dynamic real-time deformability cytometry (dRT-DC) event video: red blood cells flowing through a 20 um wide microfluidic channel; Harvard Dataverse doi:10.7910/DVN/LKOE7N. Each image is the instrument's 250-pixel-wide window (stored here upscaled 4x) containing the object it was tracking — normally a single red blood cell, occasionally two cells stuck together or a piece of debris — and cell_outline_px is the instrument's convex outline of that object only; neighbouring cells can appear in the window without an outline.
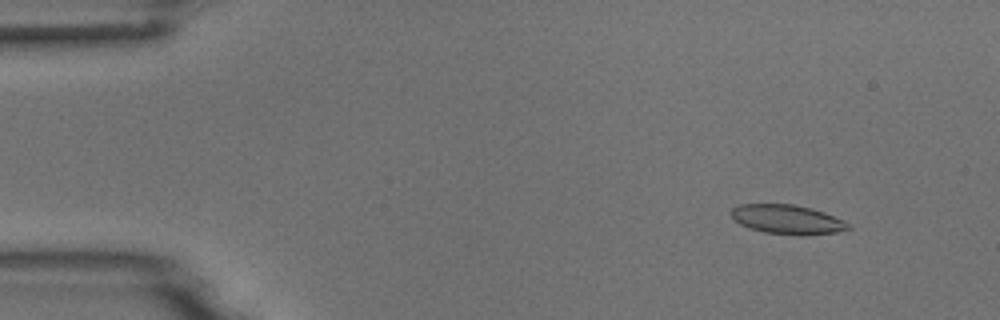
{"species": "common noctule bat (a hibernating species)", "species_latin": "Nyctalus noctula", "temperature_condition": "room temperature", "stored_images_in_passage": 4, "camera_frame_rate_fps": 3000, "um_per_image_px": 0.085, "animal": {"sex": "male", "body_mass_g": 18.8}, "frame": {"image": 1, "passage_image": 2, "time_ms": 1.0, "image_size_px": [1000, 320], "cell_outline_px": [[852, 228], [836, 232], [804, 236], [800, 236], [764, 232], [740, 224], [732, 216], [732, 208], [740, 204], [792, 204], [812, 208], [824, 212], [852, 224]], "centroid_in_image_um": [66.98, 18.66], "position_along_channel_um": 18.0, "area_um2": 20.0}}
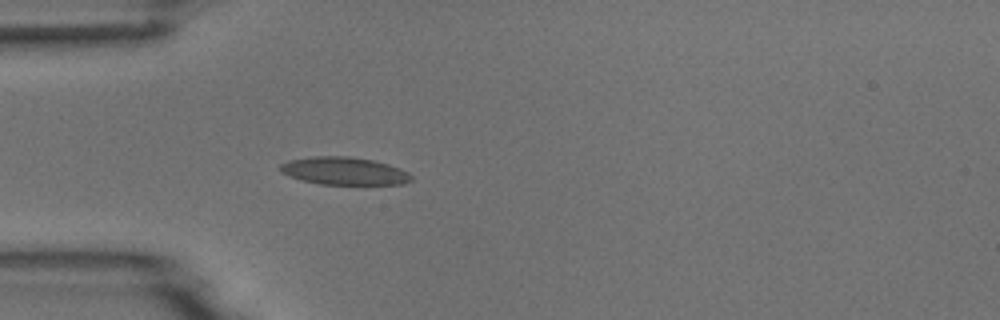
{"frame": {"image": 2, "passage_image": 4, "time_ms": 4.333, "image_size_px": [1000, 320], "cell_outline_px": [[412, 180], [404, 184], [320, 184], [300, 180], [288, 176], [280, 172], [280, 164], [288, 160], [312, 156], [348, 156], [372, 160], [388, 164], [400, 168], [408, 172], [412, 176]], "centroid_in_image_um": [29.22, 14.53], "position_along_channel_um": 55.8, "area_um2": 21.27}}